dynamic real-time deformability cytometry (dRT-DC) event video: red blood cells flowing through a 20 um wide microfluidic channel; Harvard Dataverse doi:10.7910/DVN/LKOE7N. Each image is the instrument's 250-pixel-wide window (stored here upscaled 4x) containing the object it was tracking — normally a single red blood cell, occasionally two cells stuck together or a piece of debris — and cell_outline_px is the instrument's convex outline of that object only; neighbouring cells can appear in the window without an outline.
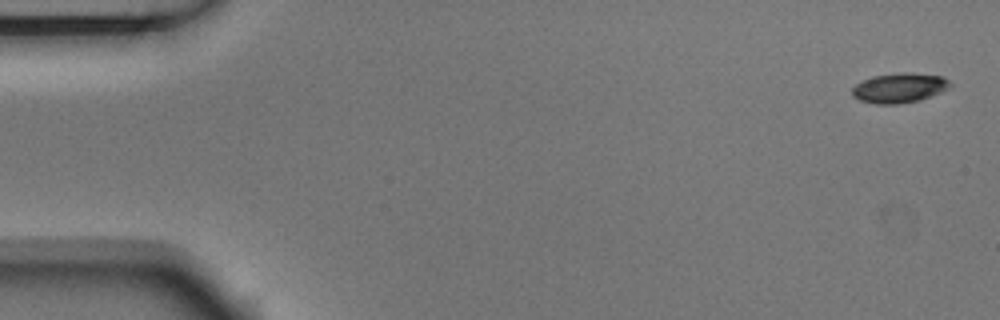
{"species": "Egyptian fruit bat (a non-hibernating species)", "species_latin": "Rousettus aegyptiacus", "temperature_condition": "room temperature", "stored_images_in_passage": 5, "camera_frame_rate_fps": 3000, "um_per_image_px": 0.085, "animal": {"sex": "male"}, "frame": {"image": 1, "passage_image": 1, "time_ms": 0.0, "image_size_px": [1000, 320], "cell_outline_px": [[952, 88], [920, 100], [900, 104], [876, 104], [860, 100], [852, 96], [852, 88], [856, 84], [872, 76], [904, 72], [912, 72], [944, 76], [952, 84]], "centroid_in_image_um": [76.49, 7.47], "position_along_channel_um": 8.5, "area_um2": 17.22}}
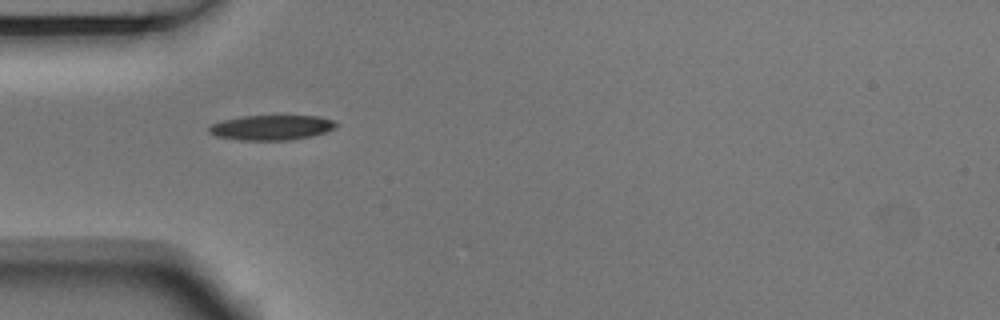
{"frame": {"image": 2, "passage_image": 4, "time_ms": 1.0, "image_size_px": [1000, 320], "cell_outline_px": [[340, 124], [336, 128], [312, 136], [288, 140], [240, 140], [216, 136], [208, 132], [208, 128], [212, 124], [224, 120], [240, 116], [320, 116], [332, 120]], "centroid_in_image_um": [23.1, 10.84], "position_along_channel_um": 61.9, "area_um2": 18.5}}
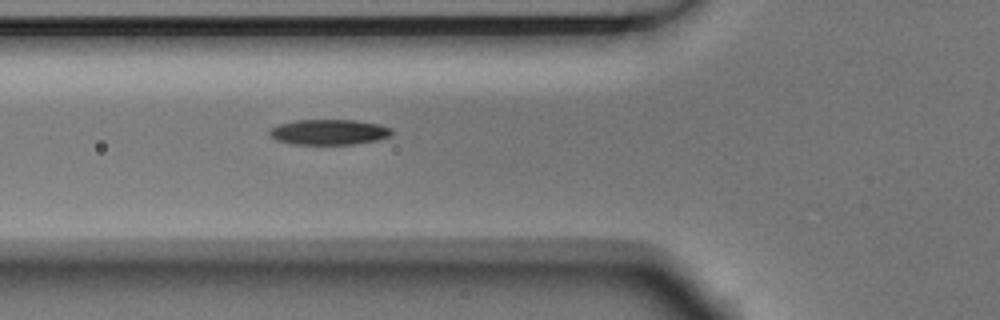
{"frame": {"image": 3, "passage_image": 5, "time_ms": 1.333, "image_size_px": [1000, 320], "cell_outline_px": [[392, 132], [388, 136], [376, 140], [352, 144], [292, 144], [276, 140], [268, 132], [272, 128], [280, 124], [296, 120], [352, 120], [380, 124], [392, 128]], "centroid_in_image_um": [27.96, 11.22], "position_along_channel_um": 97.8, "area_um2": 17.86}}